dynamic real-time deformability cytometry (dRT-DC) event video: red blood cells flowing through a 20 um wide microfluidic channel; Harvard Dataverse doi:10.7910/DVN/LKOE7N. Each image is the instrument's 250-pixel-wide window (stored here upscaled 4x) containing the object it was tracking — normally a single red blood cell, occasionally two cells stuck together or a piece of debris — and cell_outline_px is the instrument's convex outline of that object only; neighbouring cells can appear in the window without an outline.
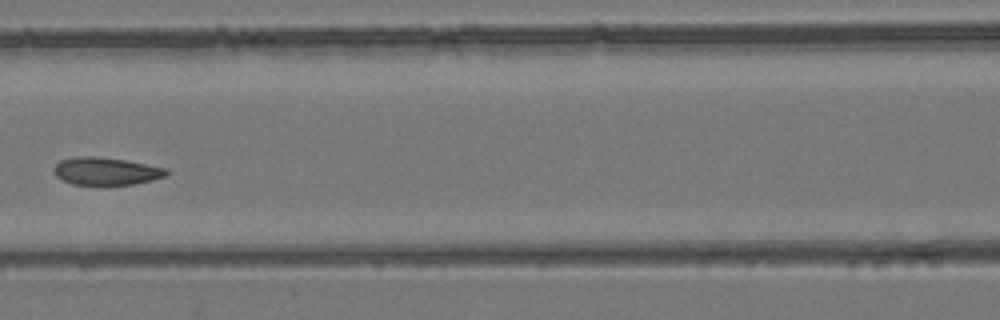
{"species": "common noctule bat (a hibernating species)", "species_latin": "Nyctalus noctula", "temperature_condition": "room temperature", "stored_images_in_passage": 7, "camera_frame_rate_fps": 3000, "um_per_image_px": 0.085, "animal": {"sex": "female", "body_mass_g": 24.6, "forearm_length_mm": 56.2}, "frame": {"image": 1, "passage_image": 6, "time_ms": 6.667, "image_size_px": [1000, 320], "cell_outline_px": [[168, 172], [164, 176], [152, 180], [132, 184], [104, 188], [72, 184], [56, 176], [52, 172], [52, 168], [60, 160], [76, 156], [96, 156], [124, 160], [168, 168]], "centroid_in_image_um": [8.96, 14.59], "position_along_channel_um": 157.6, "area_um2": 18.84}}
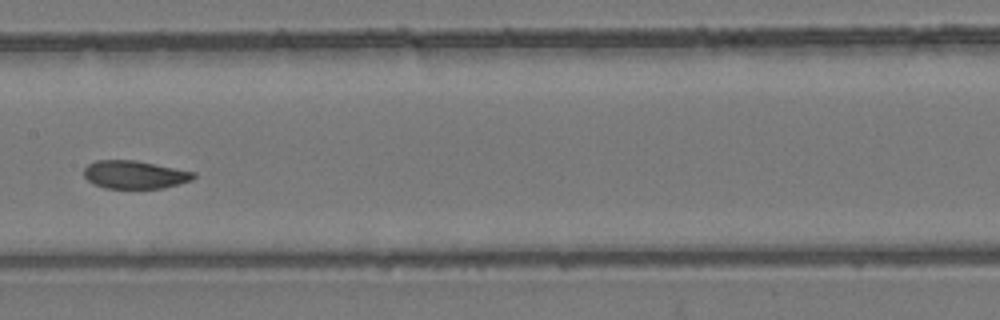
{"frame": {"image": 2, "passage_image": 7, "time_ms": 7.667, "image_size_px": [1000, 320], "cell_outline_px": [[196, 176], [192, 180], [164, 188], [104, 188], [88, 180], [84, 176], [84, 168], [88, 164], [96, 160], [136, 160], [196, 172]], "centroid_in_image_um": [11.47, 14.84], "position_along_channel_um": 195.9, "area_um2": 17.92}}